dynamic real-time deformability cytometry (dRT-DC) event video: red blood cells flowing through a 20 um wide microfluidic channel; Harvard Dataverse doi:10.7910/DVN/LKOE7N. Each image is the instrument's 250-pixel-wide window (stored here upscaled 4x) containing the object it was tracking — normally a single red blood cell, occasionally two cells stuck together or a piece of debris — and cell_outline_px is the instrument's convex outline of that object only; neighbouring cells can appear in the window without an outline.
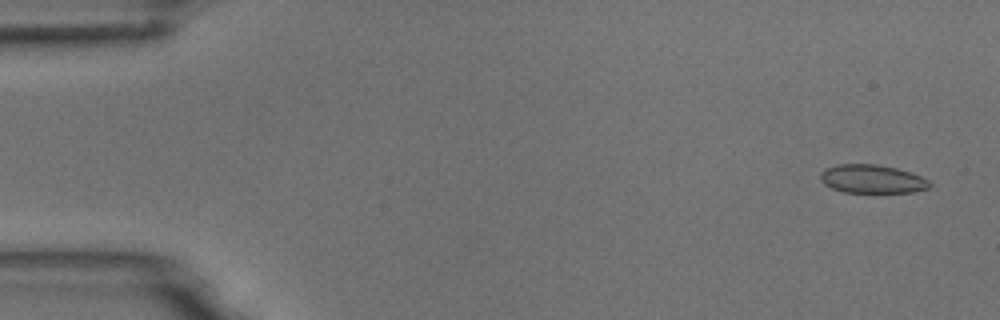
{"species": "common noctule bat (a hibernating species)", "species_latin": "Nyctalus noctula", "temperature_condition": "room temperature", "stored_images_in_passage": 55, "camera_frame_rate_fps": 3000, "um_per_image_px": 0.085, "animal": {"sex": "male", "body_mass_g": 18.8}, "frame": {"image": 1, "passage_image": 3, "time_ms": 0.667, "image_size_px": [1000, 320], "cell_outline_px": [[932, 184], [928, 188], [912, 192], [844, 192], [832, 188], [824, 184], [820, 180], [820, 172], [824, 168], [836, 164], [876, 164], [896, 168], [920, 176], [928, 180]], "centroid_in_image_um": [74.08, 15.21], "position_along_channel_um": 10.9, "area_um2": 18.09}}
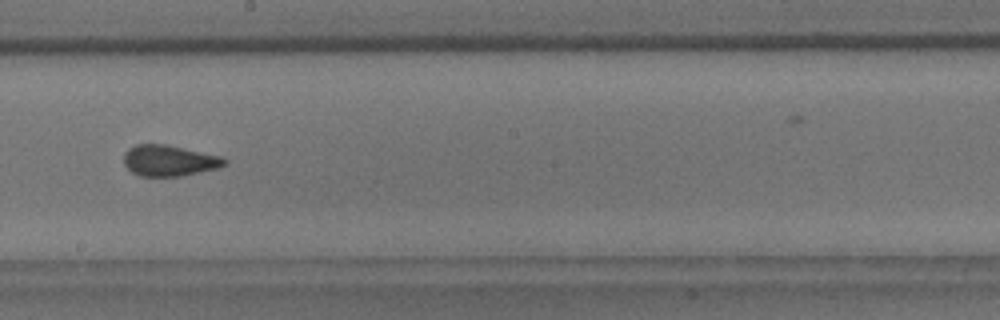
{"frame": {"image": 2, "passage_image": 31, "time_ms": 10.0, "image_size_px": [1000, 320], "cell_outline_px": [[228, 164], [220, 168], [180, 176], [140, 176], [132, 172], [124, 164], [124, 152], [128, 148], [136, 144], [164, 144], [220, 156], [228, 160]], "centroid_in_image_um": [14.39, 13.65], "position_along_channel_um": 233.8, "area_um2": 18.21}}
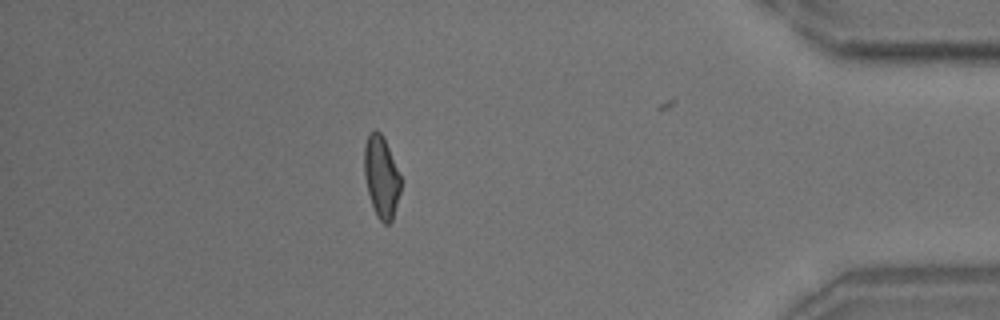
{"frame": {"image": 3, "passage_image": 48, "time_ms": 15.667, "image_size_px": [1000, 320], "cell_outline_px": [[400, 192], [392, 220], [388, 224], [384, 224], [376, 216], [368, 192], [364, 176], [364, 144], [368, 132], [376, 128], [384, 136], [400, 176]], "centroid_in_image_um": [32.39, 14.98], "position_along_channel_um": 402.8, "area_um2": 17.46}, "authors_computed_cell_mechanics": {"area_um2": 18.2648, "velocity_mm_per_s": 3.7268, "shape_relaxation_time_tau1_ms": 5.7015, "shape_relaxation_time_tau2_ms": 0.9526, "deformation_change_tau1": 0.1245, "deformation_change_tau2": 0.0665}}